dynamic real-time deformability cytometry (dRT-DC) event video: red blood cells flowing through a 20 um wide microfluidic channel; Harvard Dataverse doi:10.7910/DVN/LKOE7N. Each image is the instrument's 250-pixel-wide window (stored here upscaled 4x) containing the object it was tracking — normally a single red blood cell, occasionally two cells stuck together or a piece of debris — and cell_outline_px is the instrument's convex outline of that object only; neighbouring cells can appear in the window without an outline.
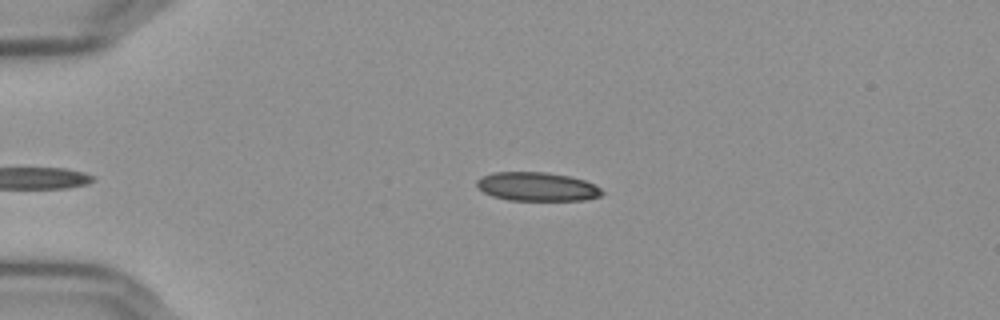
{"species": "Egyptian fruit bat (a non-hibernating species)", "species_latin": "Rousettus aegyptiacus", "temperature_condition": "cold", "stored_images_in_passage": 39, "camera_frame_rate_fps": 3000, "um_per_image_px": 0.085, "frame": {"image": 1, "passage_image": 2, "time_ms": 0.333, "image_size_px": [1000, 320], "cell_outline_px": [[604, 192], [600, 196], [584, 200], [508, 200], [492, 196], [484, 192], [476, 184], [476, 180], [480, 176], [496, 172], [544, 172], [568, 176], [584, 180], [600, 188]], "centroid_in_image_um": [45.62, 15.86], "position_along_channel_um": 39.4, "area_um2": 20.87}}
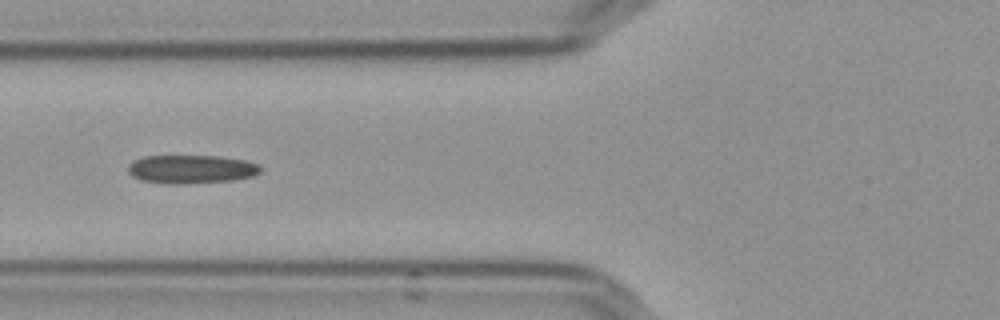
{"frame": {"image": 2, "passage_image": 11, "time_ms": 3.333, "image_size_px": [1000, 320], "cell_outline_px": [[260, 172], [252, 176], [232, 180], [184, 184], [172, 184], [140, 180], [132, 176], [128, 172], [128, 164], [132, 160], [144, 156], [220, 156], [244, 160], [260, 164]], "centroid_in_image_um": [16.22, 14.37], "position_along_channel_um": 109.6, "area_um2": 22.08}}
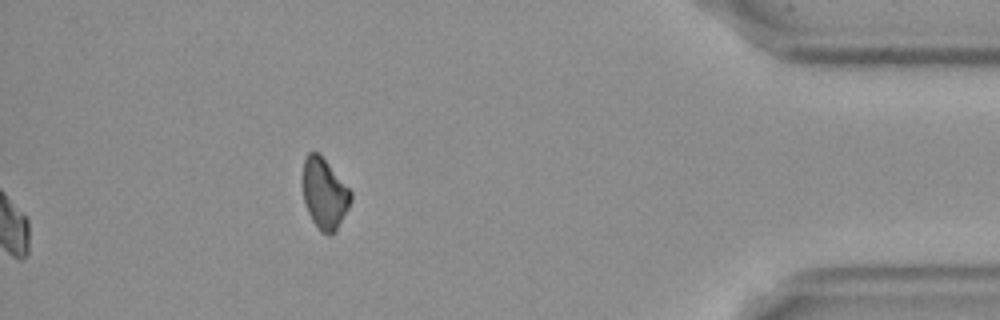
{"frame": {"image": 3, "passage_image": 39, "time_ms": 12.667, "image_size_px": [1000, 320], "cell_outline_px": [[352, 200], [336, 232], [328, 236], [320, 232], [316, 228], [308, 212], [304, 200], [304, 160], [308, 152], [320, 152], [352, 192]], "centroid_in_image_um": [27.6, 16.48], "position_along_channel_um": 407.6, "area_um2": 19.88}}